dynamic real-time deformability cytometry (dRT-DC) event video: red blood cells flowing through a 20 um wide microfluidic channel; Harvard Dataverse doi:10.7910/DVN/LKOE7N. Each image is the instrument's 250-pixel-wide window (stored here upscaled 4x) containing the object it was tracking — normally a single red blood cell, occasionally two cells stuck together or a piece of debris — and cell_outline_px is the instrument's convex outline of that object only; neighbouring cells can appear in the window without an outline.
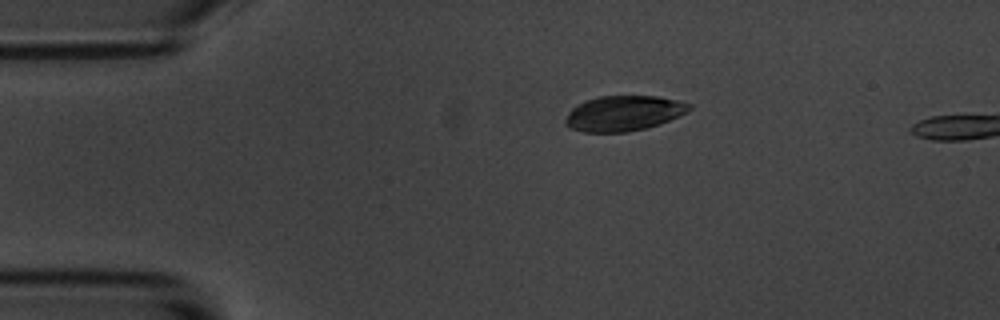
{"species": "common noctule bat (a hibernating species)", "species_latin": "Nyctalus noctula", "temperature_condition": "room temperature", "stored_images_in_passage": 12, "camera_frame_rate_fps": 3000, "um_per_image_px": 0.085, "animal": {"sex": "male", "body_mass_g": 20.1, "forearm_length_mm": 53.5}, "frame": {"image": 1, "passage_image": 3, "time_ms": 3.333, "image_size_px": [1000, 320], "cell_outline_px": [[692, 108], [688, 112], [668, 120], [644, 128], [628, 132], [584, 132], [568, 128], [564, 124], [564, 120], [568, 112], [576, 104], [600, 96], [656, 96], [676, 100], [692, 104]], "centroid_in_image_um": [52.97, 9.63], "position_along_channel_um": 32.0, "area_um2": 25.37}}
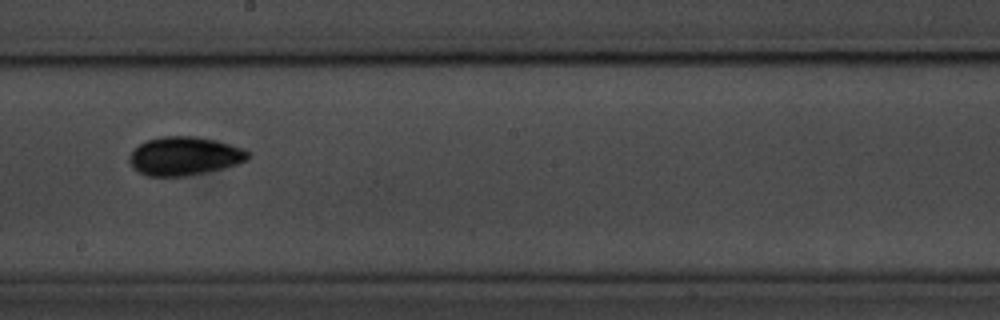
{"frame": {"image": 2, "passage_image": 9, "time_ms": 10.333, "image_size_px": [1000, 320], "cell_outline_px": [[252, 156], [248, 160], [224, 168], [188, 176], [148, 176], [140, 172], [128, 160], [128, 156], [140, 144], [148, 140], [160, 136], [196, 136], [216, 140], [244, 148], [252, 152]], "centroid_in_image_um": [15.75, 13.26], "position_along_channel_um": 232.5, "area_um2": 26.76}}
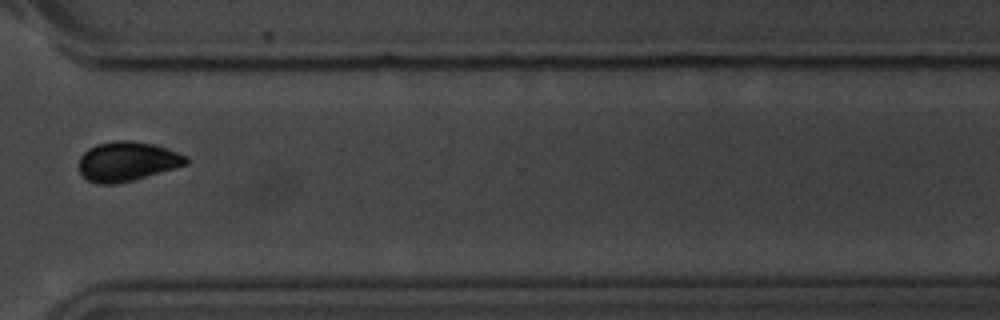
{"frame": {"image": 3, "passage_image": 12, "time_ms": 14.0, "image_size_px": [1000, 320], "cell_outline_px": [[188, 164], [132, 180], [116, 184], [96, 184], [88, 180], [80, 172], [80, 156], [88, 148], [96, 144], [116, 140], [128, 140], [152, 144], [168, 148], [188, 156]], "centroid_in_image_um": [10.81, 13.71], "position_along_channel_um": 359.8, "area_um2": 24.57}}